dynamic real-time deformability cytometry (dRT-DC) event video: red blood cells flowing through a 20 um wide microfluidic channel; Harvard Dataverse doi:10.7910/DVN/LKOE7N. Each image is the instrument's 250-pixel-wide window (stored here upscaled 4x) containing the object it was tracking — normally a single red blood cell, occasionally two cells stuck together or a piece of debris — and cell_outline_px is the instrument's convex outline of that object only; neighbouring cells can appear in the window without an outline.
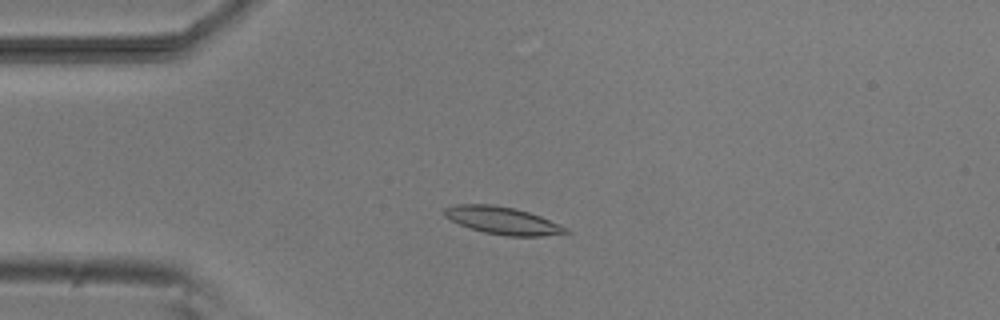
{"species": "common noctule bat (a hibernating species)", "species_latin": "Nyctalus noctula", "temperature_condition": "room temperature", "stored_images_in_passage": 2, "camera_frame_rate_fps": 3000, "um_per_image_px": 0.085, "animal": {"sex": "male", "body_mass_g": 20.5, "forearm_length_mm": 52.5}, "frame": {"image": 1, "passage_image": 1, "time_ms": 0.0, "image_size_px": [1000, 320], "cell_outline_px": [[572, 232], [540, 236], [508, 236], [484, 232], [460, 224], [444, 216], [440, 212], [444, 208], [456, 204], [492, 204], [516, 208], [540, 216], [568, 228]], "centroid_in_image_um": [42.7, 18.73], "position_along_channel_um": 42.3, "area_um2": 19.36}}